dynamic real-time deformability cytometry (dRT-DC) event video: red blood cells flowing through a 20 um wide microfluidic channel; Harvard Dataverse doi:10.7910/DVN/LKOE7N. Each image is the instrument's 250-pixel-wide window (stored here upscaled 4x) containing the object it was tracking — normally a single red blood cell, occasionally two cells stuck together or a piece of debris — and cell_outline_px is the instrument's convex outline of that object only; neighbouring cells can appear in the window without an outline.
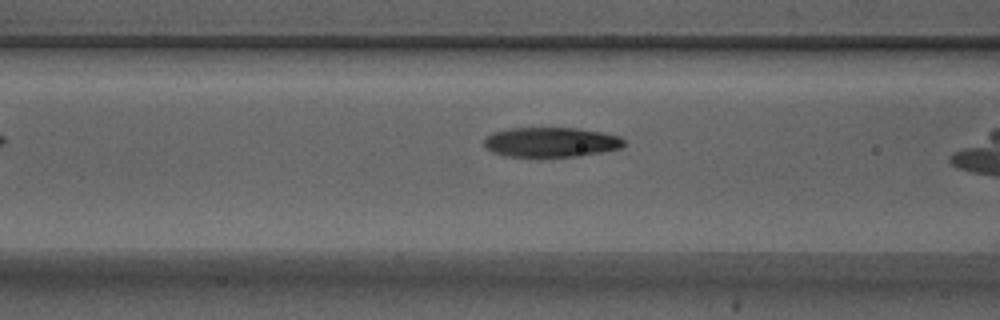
{"species": "Egyptian fruit bat (a non-hibernating species)", "species_latin": "Rousettus aegyptiacus", "temperature_condition": "warm", "stored_images_in_passage": 18, "camera_frame_rate_fps": 3000, "um_per_image_px": 0.085, "animal": {"sex": "male"}, "frame": {"image": 1, "passage_image": 16, "time_ms": 5.0, "image_size_px": [1000, 320], "cell_outline_px": [[624, 144], [620, 148], [580, 156], [508, 156], [492, 152], [484, 144], [484, 140], [492, 132], [508, 128], [576, 128], [600, 132], [620, 136], [624, 140]], "centroid_in_image_um": [46.82, 12.07], "position_along_channel_um": 119.8, "area_um2": 23.99}}